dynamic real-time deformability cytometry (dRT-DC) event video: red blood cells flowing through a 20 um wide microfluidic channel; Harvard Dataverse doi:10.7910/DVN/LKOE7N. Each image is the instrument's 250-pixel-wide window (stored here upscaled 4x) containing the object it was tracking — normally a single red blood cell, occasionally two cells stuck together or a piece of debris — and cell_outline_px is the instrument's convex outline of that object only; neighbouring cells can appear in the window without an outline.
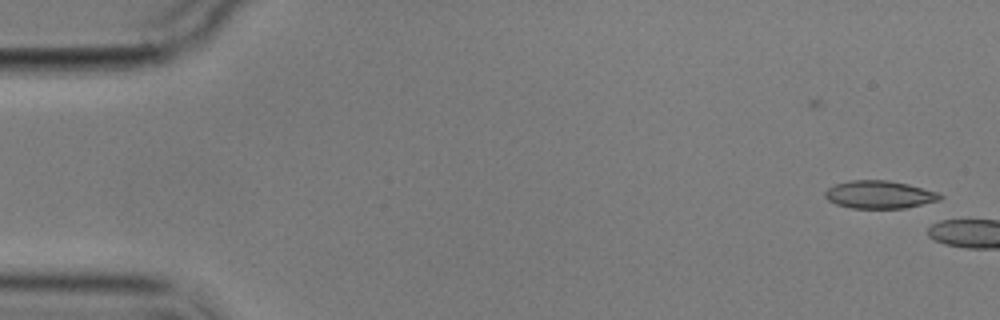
{"species": "common noctule bat (a hibernating species)", "species_latin": "Nyctalus noctula", "temperature_condition": "cold", "stored_images_in_passage": 4, "camera_frame_rate_fps": 3000, "um_per_image_px": 0.085, "animal": {"sex": "male", "body_mass_g": 17.9}, "frame": {"image": 1, "passage_image": 2, "time_ms": 1.333, "image_size_px": [1000, 320], "cell_outline_px": [[944, 196], [940, 200], [904, 208], [852, 208], [836, 204], [828, 200], [824, 196], [824, 192], [828, 188], [836, 184], [848, 180], [888, 180], [908, 184], [936, 192]], "centroid_in_image_um": [74.72, 16.54], "position_along_channel_um": 10.3, "area_um2": 18.55}}